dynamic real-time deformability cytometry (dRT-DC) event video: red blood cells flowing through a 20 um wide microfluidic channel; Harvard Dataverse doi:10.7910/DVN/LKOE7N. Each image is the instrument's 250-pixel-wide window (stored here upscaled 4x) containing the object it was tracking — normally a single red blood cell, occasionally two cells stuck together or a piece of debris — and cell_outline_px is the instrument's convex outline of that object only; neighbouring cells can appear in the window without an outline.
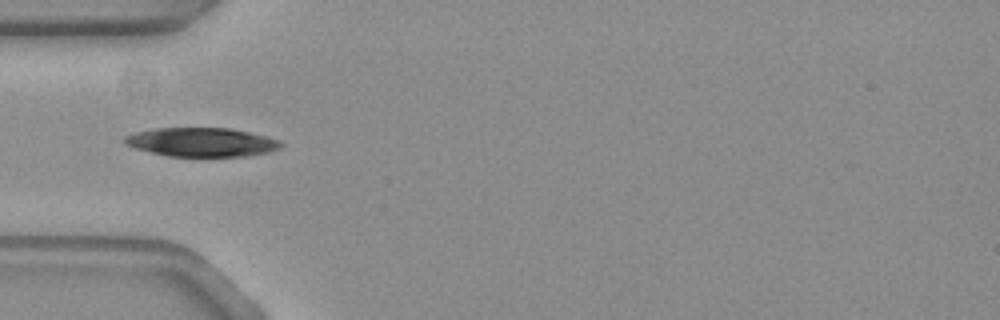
{"species": "common noctule bat (a hibernating species)", "species_latin": "Nyctalus noctula", "temperature_condition": "warm", "stored_images_in_passage": 16, "camera_frame_rate_fps": 3000, "um_per_image_px": 0.085, "animal": {"sex": "female", "body_mass_g": 19.3, "forearm_length_mm": 54.1}, "frame": {"image": 1, "passage_image": 3, "time_ms": 0.667, "image_size_px": [1000, 320], "cell_outline_px": [[284, 144], [280, 148], [268, 152], [248, 156], [168, 156], [136, 148], [124, 144], [124, 136], [136, 132], [156, 128], [232, 128], [268, 136], [280, 140]], "centroid_in_image_um": [17.18, 12.07], "position_along_channel_um": 67.8, "area_um2": 26.36}}